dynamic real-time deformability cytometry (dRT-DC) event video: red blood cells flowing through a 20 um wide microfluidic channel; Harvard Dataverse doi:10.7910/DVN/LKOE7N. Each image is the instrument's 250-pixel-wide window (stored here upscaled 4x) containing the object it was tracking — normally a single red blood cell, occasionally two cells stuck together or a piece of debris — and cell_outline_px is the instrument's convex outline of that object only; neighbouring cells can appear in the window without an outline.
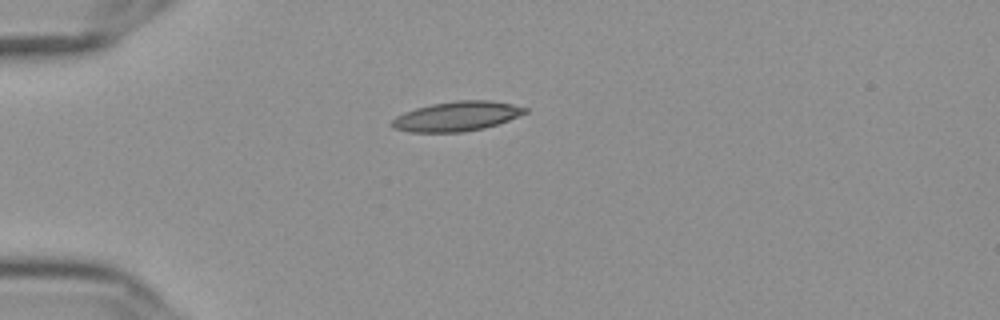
{"species": "Egyptian fruit bat (a non-hibernating species)", "species_latin": "Rousettus aegyptiacus", "temperature_condition": "cold", "stored_images_in_passage": 42, "camera_frame_rate_fps": 3000, "um_per_image_px": 0.085, "frame": {"image": 1, "passage_image": 1, "time_ms": 0.0, "image_size_px": [1000, 320], "cell_outline_px": [[528, 112], [508, 120], [484, 128], [464, 132], [412, 132], [392, 128], [388, 124], [396, 116], [404, 112], [416, 108], [432, 104], [456, 100], [488, 100], [512, 104], [528, 108]], "centroid_in_image_um": [38.8, 9.88], "position_along_channel_um": 46.2, "area_um2": 23.0}}
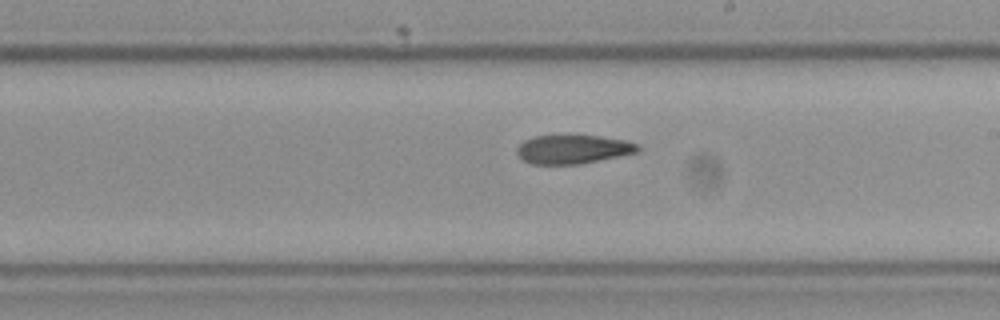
{"frame": {"image": 2, "passage_image": 19, "time_ms": 6.0, "image_size_px": [1000, 320], "cell_outline_px": [[640, 152], [580, 164], [532, 164], [524, 160], [516, 152], [516, 148], [524, 140], [536, 136], [600, 136], [624, 140], [640, 144]], "centroid_in_image_um": [48.74, 12.69], "position_along_channel_um": 240.3, "area_um2": 20.23}}
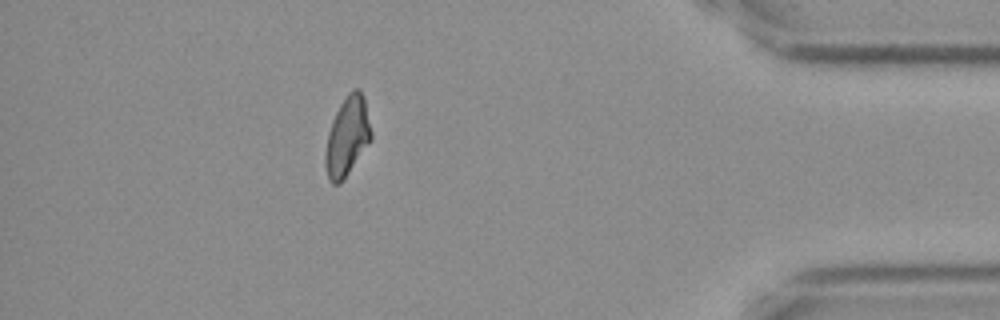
{"frame": {"image": 3, "passage_image": 36, "time_ms": 11.667, "image_size_px": [1000, 320], "cell_outline_px": [[372, 140], [344, 180], [340, 184], [332, 184], [328, 180], [324, 164], [324, 156], [328, 132], [332, 120], [340, 104], [348, 92], [352, 88], [360, 88], [364, 96], [372, 132]], "centroid_in_image_um": [29.52, 11.61], "position_along_channel_um": 405.7, "area_um2": 21.62}, "authors_computed_cell_mechanics": {"area_um2": 21.5016, "velocity_mm_per_s": 3.6336, "shape_relaxation_time_tau1_ms": null, "shape_relaxation_time_tau2_ms": 6.4362, "deformation_change_tau1": null, "deformation_change_tau2": 0.1364}}